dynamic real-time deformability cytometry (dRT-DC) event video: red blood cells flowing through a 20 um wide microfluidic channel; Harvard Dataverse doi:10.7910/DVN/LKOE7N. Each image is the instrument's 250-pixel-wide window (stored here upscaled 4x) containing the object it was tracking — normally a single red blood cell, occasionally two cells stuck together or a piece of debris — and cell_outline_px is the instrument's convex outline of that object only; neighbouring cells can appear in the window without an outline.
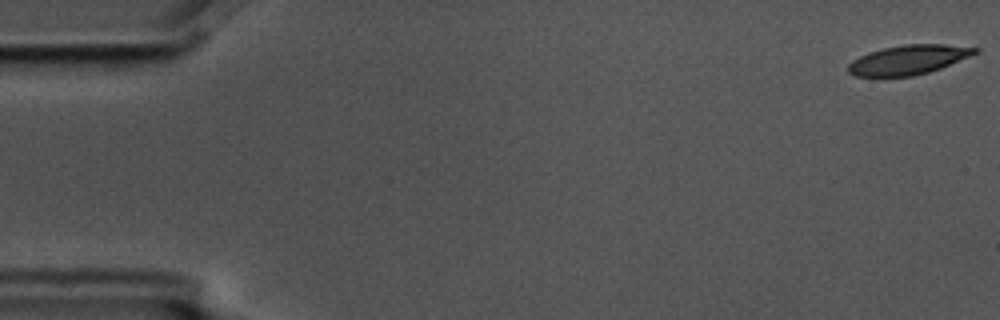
{"species": "common noctule bat (a hibernating species)", "species_latin": "Nyctalus noctula", "temperature_condition": "cold", "stored_images_in_passage": 3, "camera_frame_rate_fps": 3000, "um_per_image_px": 0.085, "animal": {"sex": "male", "body_mass_g": 17.5, "forearm_length_mm": 52.3}, "frame": {"image": 1, "passage_image": 1, "time_ms": 0.0, "image_size_px": [1000, 320], "cell_outline_px": [[980, 52], [940, 68], [928, 72], [912, 76], [856, 76], [848, 72], [848, 64], [852, 60], [868, 52], [884, 48], [904, 44], [944, 44], [980, 48]], "centroid_in_image_um": [77.22, 5.07], "position_along_channel_um": 7.8, "area_um2": 21.62}}